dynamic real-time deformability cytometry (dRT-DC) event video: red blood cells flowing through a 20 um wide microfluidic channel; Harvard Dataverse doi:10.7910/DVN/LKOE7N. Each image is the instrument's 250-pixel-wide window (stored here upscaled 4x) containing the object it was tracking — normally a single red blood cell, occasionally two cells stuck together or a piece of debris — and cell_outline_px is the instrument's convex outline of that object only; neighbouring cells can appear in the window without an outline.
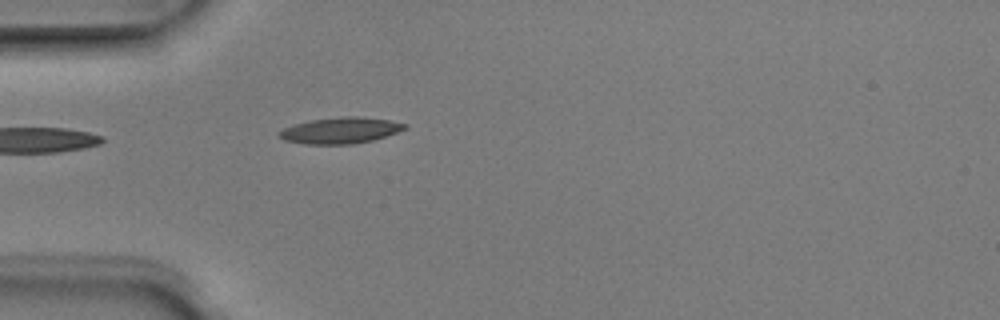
{"species": "Egyptian fruit bat (a non-hibernating species)", "species_latin": "Rousettus aegyptiacus", "temperature_condition": "room temperature", "stored_images_in_passage": 5, "camera_frame_rate_fps": 3000, "um_per_image_px": 0.085, "animal": {"sex": "male"}, "frame": {"image": 1, "passage_image": 5, "time_ms": 1.333, "image_size_px": [1000, 320], "cell_outline_px": [[408, 128], [372, 140], [352, 144], [304, 144], [284, 140], [276, 136], [276, 132], [292, 124], [312, 120], [344, 116], [356, 116], [388, 120], [408, 124]], "centroid_in_image_um": [28.87, 11.09], "position_along_channel_um": 56.1, "area_um2": 19.13}}